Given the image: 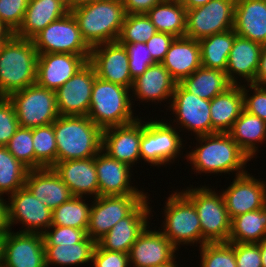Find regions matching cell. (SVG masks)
<instances>
[{
  "label": "cell",
  "mask_w": 266,
  "mask_h": 267,
  "mask_svg": "<svg viewBox=\"0 0 266 267\" xmlns=\"http://www.w3.org/2000/svg\"><path fill=\"white\" fill-rule=\"evenodd\" d=\"M196 148L187 153V162L190 161L194 173H234L235 176L245 174L246 164L251 159L232 139L229 133L217 132L214 134L196 136Z\"/></svg>",
  "instance_id": "obj_1"
},
{
  "label": "cell",
  "mask_w": 266,
  "mask_h": 267,
  "mask_svg": "<svg viewBox=\"0 0 266 267\" xmlns=\"http://www.w3.org/2000/svg\"><path fill=\"white\" fill-rule=\"evenodd\" d=\"M70 12L90 48L117 41L127 15L122 0H96L74 7Z\"/></svg>",
  "instance_id": "obj_2"
},
{
  "label": "cell",
  "mask_w": 266,
  "mask_h": 267,
  "mask_svg": "<svg viewBox=\"0 0 266 267\" xmlns=\"http://www.w3.org/2000/svg\"><path fill=\"white\" fill-rule=\"evenodd\" d=\"M38 51L30 39L13 34L0 45V97L36 84Z\"/></svg>",
  "instance_id": "obj_3"
},
{
  "label": "cell",
  "mask_w": 266,
  "mask_h": 267,
  "mask_svg": "<svg viewBox=\"0 0 266 267\" xmlns=\"http://www.w3.org/2000/svg\"><path fill=\"white\" fill-rule=\"evenodd\" d=\"M57 162L95 157L102 150V129L88 116H59L53 123Z\"/></svg>",
  "instance_id": "obj_4"
},
{
  "label": "cell",
  "mask_w": 266,
  "mask_h": 267,
  "mask_svg": "<svg viewBox=\"0 0 266 267\" xmlns=\"http://www.w3.org/2000/svg\"><path fill=\"white\" fill-rule=\"evenodd\" d=\"M130 91L125 86L96 77L87 116L102 130L136 121L138 116L134 117L133 114L134 99L129 94Z\"/></svg>",
  "instance_id": "obj_5"
},
{
  "label": "cell",
  "mask_w": 266,
  "mask_h": 267,
  "mask_svg": "<svg viewBox=\"0 0 266 267\" xmlns=\"http://www.w3.org/2000/svg\"><path fill=\"white\" fill-rule=\"evenodd\" d=\"M195 206L202 229V246L206 243L228 242L231 218L222 193L208 186L187 187L181 191Z\"/></svg>",
  "instance_id": "obj_6"
},
{
  "label": "cell",
  "mask_w": 266,
  "mask_h": 267,
  "mask_svg": "<svg viewBox=\"0 0 266 267\" xmlns=\"http://www.w3.org/2000/svg\"><path fill=\"white\" fill-rule=\"evenodd\" d=\"M161 231L178 249L181 245L199 243L202 246V229L194 204L182 193L174 191L165 202ZM179 246V247H178Z\"/></svg>",
  "instance_id": "obj_7"
},
{
  "label": "cell",
  "mask_w": 266,
  "mask_h": 267,
  "mask_svg": "<svg viewBox=\"0 0 266 267\" xmlns=\"http://www.w3.org/2000/svg\"><path fill=\"white\" fill-rule=\"evenodd\" d=\"M20 127L35 128L53 123L60 115L54 90L37 84L11 93Z\"/></svg>",
  "instance_id": "obj_8"
},
{
  "label": "cell",
  "mask_w": 266,
  "mask_h": 267,
  "mask_svg": "<svg viewBox=\"0 0 266 267\" xmlns=\"http://www.w3.org/2000/svg\"><path fill=\"white\" fill-rule=\"evenodd\" d=\"M176 128L172 127L170 121L166 123L162 119L141 120L140 158L158 167L174 162L183 152V139Z\"/></svg>",
  "instance_id": "obj_9"
},
{
  "label": "cell",
  "mask_w": 266,
  "mask_h": 267,
  "mask_svg": "<svg viewBox=\"0 0 266 267\" xmlns=\"http://www.w3.org/2000/svg\"><path fill=\"white\" fill-rule=\"evenodd\" d=\"M38 54L69 53L90 57L91 48L83 40L71 12L53 21L31 39Z\"/></svg>",
  "instance_id": "obj_10"
},
{
  "label": "cell",
  "mask_w": 266,
  "mask_h": 267,
  "mask_svg": "<svg viewBox=\"0 0 266 267\" xmlns=\"http://www.w3.org/2000/svg\"><path fill=\"white\" fill-rule=\"evenodd\" d=\"M236 0H210L187 10L185 37L201 40L234 27Z\"/></svg>",
  "instance_id": "obj_11"
},
{
  "label": "cell",
  "mask_w": 266,
  "mask_h": 267,
  "mask_svg": "<svg viewBox=\"0 0 266 267\" xmlns=\"http://www.w3.org/2000/svg\"><path fill=\"white\" fill-rule=\"evenodd\" d=\"M147 195L98 196L90 208L87 235L97 242L121 219L128 216Z\"/></svg>",
  "instance_id": "obj_12"
},
{
  "label": "cell",
  "mask_w": 266,
  "mask_h": 267,
  "mask_svg": "<svg viewBox=\"0 0 266 267\" xmlns=\"http://www.w3.org/2000/svg\"><path fill=\"white\" fill-rule=\"evenodd\" d=\"M9 197L10 230L13 224L20 222L25 228L18 232L43 234L52 225V210L37 199L26 186L18 189Z\"/></svg>",
  "instance_id": "obj_13"
},
{
  "label": "cell",
  "mask_w": 266,
  "mask_h": 267,
  "mask_svg": "<svg viewBox=\"0 0 266 267\" xmlns=\"http://www.w3.org/2000/svg\"><path fill=\"white\" fill-rule=\"evenodd\" d=\"M168 107L175 114L176 127L193 131L196 136L212 134L210 100L186 91L177 83Z\"/></svg>",
  "instance_id": "obj_14"
},
{
  "label": "cell",
  "mask_w": 266,
  "mask_h": 267,
  "mask_svg": "<svg viewBox=\"0 0 266 267\" xmlns=\"http://www.w3.org/2000/svg\"><path fill=\"white\" fill-rule=\"evenodd\" d=\"M94 67L87 62L75 75L55 91L60 116H87L96 79Z\"/></svg>",
  "instance_id": "obj_15"
},
{
  "label": "cell",
  "mask_w": 266,
  "mask_h": 267,
  "mask_svg": "<svg viewBox=\"0 0 266 267\" xmlns=\"http://www.w3.org/2000/svg\"><path fill=\"white\" fill-rule=\"evenodd\" d=\"M4 267H47L42 234L8 230L3 241Z\"/></svg>",
  "instance_id": "obj_16"
},
{
  "label": "cell",
  "mask_w": 266,
  "mask_h": 267,
  "mask_svg": "<svg viewBox=\"0 0 266 267\" xmlns=\"http://www.w3.org/2000/svg\"><path fill=\"white\" fill-rule=\"evenodd\" d=\"M88 62L100 79L132 88L134 80L129 72L128 53L118 41L92 47Z\"/></svg>",
  "instance_id": "obj_17"
},
{
  "label": "cell",
  "mask_w": 266,
  "mask_h": 267,
  "mask_svg": "<svg viewBox=\"0 0 266 267\" xmlns=\"http://www.w3.org/2000/svg\"><path fill=\"white\" fill-rule=\"evenodd\" d=\"M231 183L221 191L231 219L266 206V181L246 172L236 176Z\"/></svg>",
  "instance_id": "obj_18"
},
{
  "label": "cell",
  "mask_w": 266,
  "mask_h": 267,
  "mask_svg": "<svg viewBox=\"0 0 266 267\" xmlns=\"http://www.w3.org/2000/svg\"><path fill=\"white\" fill-rule=\"evenodd\" d=\"M148 196L125 218L119 220L96 244L108 251L129 253L130 248L149 226L151 209Z\"/></svg>",
  "instance_id": "obj_19"
},
{
  "label": "cell",
  "mask_w": 266,
  "mask_h": 267,
  "mask_svg": "<svg viewBox=\"0 0 266 267\" xmlns=\"http://www.w3.org/2000/svg\"><path fill=\"white\" fill-rule=\"evenodd\" d=\"M147 226L128 253L130 267H154L173 262L178 250L171 241L159 231L149 230Z\"/></svg>",
  "instance_id": "obj_20"
},
{
  "label": "cell",
  "mask_w": 266,
  "mask_h": 267,
  "mask_svg": "<svg viewBox=\"0 0 266 267\" xmlns=\"http://www.w3.org/2000/svg\"><path fill=\"white\" fill-rule=\"evenodd\" d=\"M89 58L69 53L38 54L36 84L56 91L75 75Z\"/></svg>",
  "instance_id": "obj_21"
},
{
  "label": "cell",
  "mask_w": 266,
  "mask_h": 267,
  "mask_svg": "<svg viewBox=\"0 0 266 267\" xmlns=\"http://www.w3.org/2000/svg\"><path fill=\"white\" fill-rule=\"evenodd\" d=\"M99 196L148 195L131 183V166L101 150L95 156Z\"/></svg>",
  "instance_id": "obj_22"
},
{
  "label": "cell",
  "mask_w": 266,
  "mask_h": 267,
  "mask_svg": "<svg viewBox=\"0 0 266 267\" xmlns=\"http://www.w3.org/2000/svg\"><path fill=\"white\" fill-rule=\"evenodd\" d=\"M141 117L122 126H112L102 131V150L110 157L135 165L140 158Z\"/></svg>",
  "instance_id": "obj_23"
},
{
  "label": "cell",
  "mask_w": 266,
  "mask_h": 267,
  "mask_svg": "<svg viewBox=\"0 0 266 267\" xmlns=\"http://www.w3.org/2000/svg\"><path fill=\"white\" fill-rule=\"evenodd\" d=\"M52 168L73 196H99L95 157L56 162Z\"/></svg>",
  "instance_id": "obj_24"
},
{
  "label": "cell",
  "mask_w": 266,
  "mask_h": 267,
  "mask_svg": "<svg viewBox=\"0 0 266 267\" xmlns=\"http://www.w3.org/2000/svg\"><path fill=\"white\" fill-rule=\"evenodd\" d=\"M262 44L236 36L229 54L226 76L233 84H240L238 76L244 82L253 83L259 66ZM237 78H236V77Z\"/></svg>",
  "instance_id": "obj_25"
},
{
  "label": "cell",
  "mask_w": 266,
  "mask_h": 267,
  "mask_svg": "<svg viewBox=\"0 0 266 267\" xmlns=\"http://www.w3.org/2000/svg\"><path fill=\"white\" fill-rule=\"evenodd\" d=\"M177 82L171 77L162 63L150 65L147 70L133 81L132 96L143 102H171ZM134 94V95H133ZM166 99V100H165ZM164 100V101H163Z\"/></svg>",
  "instance_id": "obj_26"
},
{
  "label": "cell",
  "mask_w": 266,
  "mask_h": 267,
  "mask_svg": "<svg viewBox=\"0 0 266 267\" xmlns=\"http://www.w3.org/2000/svg\"><path fill=\"white\" fill-rule=\"evenodd\" d=\"M25 186L51 210L73 197L68 186L52 167L29 170Z\"/></svg>",
  "instance_id": "obj_27"
},
{
  "label": "cell",
  "mask_w": 266,
  "mask_h": 267,
  "mask_svg": "<svg viewBox=\"0 0 266 267\" xmlns=\"http://www.w3.org/2000/svg\"><path fill=\"white\" fill-rule=\"evenodd\" d=\"M69 12L67 0H29L22 25L14 34L31 40L50 23Z\"/></svg>",
  "instance_id": "obj_28"
},
{
  "label": "cell",
  "mask_w": 266,
  "mask_h": 267,
  "mask_svg": "<svg viewBox=\"0 0 266 267\" xmlns=\"http://www.w3.org/2000/svg\"><path fill=\"white\" fill-rule=\"evenodd\" d=\"M162 64L171 77L179 83L201 66L199 41L188 37L175 38Z\"/></svg>",
  "instance_id": "obj_29"
},
{
  "label": "cell",
  "mask_w": 266,
  "mask_h": 267,
  "mask_svg": "<svg viewBox=\"0 0 266 267\" xmlns=\"http://www.w3.org/2000/svg\"><path fill=\"white\" fill-rule=\"evenodd\" d=\"M233 29L240 37L266 45L265 1L236 0Z\"/></svg>",
  "instance_id": "obj_30"
},
{
  "label": "cell",
  "mask_w": 266,
  "mask_h": 267,
  "mask_svg": "<svg viewBox=\"0 0 266 267\" xmlns=\"http://www.w3.org/2000/svg\"><path fill=\"white\" fill-rule=\"evenodd\" d=\"M244 110L242 85L235 84L210 101L212 134L228 133Z\"/></svg>",
  "instance_id": "obj_31"
},
{
  "label": "cell",
  "mask_w": 266,
  "mask_h": 267,
  "mask_svg": "<svg viewBox=\"0 0 266 267\" xmlns=\"http://www.w3.org/2000/svg\"><path fill=\"white\" fill-rule=\"evenodd\" d=\"M179 84L186 91L210 101L233 85L224 71L203 66L181 80Z\"/></svg>",
  "instance_id": "obj_32"
},
{
  "label": "cell",
  "mask_w": 266,
  "mask_h": 267,
  "mask_svg": "<svg viewBox=\"0 0 266 267\" xmlns=\"http://www.w3.org/2000/svg\"><path fill=\"white\" fill-rule=\"evenodd\" d=\"M250 159L259 151L256 146L266 141V122L243 110L228 132ZM258 143V144H257Z\"/></svg>",
  "instance_id": "obj_33"
},
{
  "label": "cell",
  "mask_w": 266,
  "mask_h": 267,
  "mask_svg": "<svg viewBox=\"0 0 266 267\" xmlns=\"http://www.w3.org/2000/svg\"><path fill=\"white\" fill-rule=\"evenodd\" d=\"M146 15L157 32L185 37L187 9L178 0H163L150 9Z\"/></svg>",
  "instance_id": "obj_34"
},
{
  "label": "cell",
  "mask_w": 266,
  "mask_h": 267,
  "mask_svg": "<svg viewBox=\"0 0 266 267\" xmlns=\"http://www.w3.org/2000/svg\"><path fill=\"white\" fill-rule=\"evenodd\" d=\"M266 239V206L231 219L229 243H259Z\"/></svg>",
  "instance_id": "obj_35"
},
{
  "label": "cell",
  "mask_w": 266,
  "mask_h": 267,
  "mask_svg": "<svg viewBox=\"0 0 266 267\" xmlns=\"http://www.w3.org/2000/svg\"><path fill=\"white\" fill-rule=\"evenodd\" d=\"M237 36L234 29L199 40L201 66L226 71L233 42Z\"/></svg>",
  "instance_id": "obj_36"
},
{
  "label": "cell",
  "mask_w": 266,
  "mask_h": 267,
  "mask_svg": "<svg viewBox=\"0 0 266 267\" xmlns=\"http://www.w3.org/2000/svg\"><path fill=\"white\" fill-rule=\"evenodd\" d=\"M96 242L88 235L76 244L44 245L46 266L85 264L92 261Z\"/></svg>",
  "instance_id": "obj_37"
},
{
  "label": "cell",
  "mask_w": 266,
  "mask_h": 267,
  "mask_svg": "<svg viewBox=\"0 0 266 267\" xmlns=\"http://www.w3.org/2000/svg\"><path fill=\"white\" fill-rule=\"evenodd\" d=\"M29 170L6 146H0V195L9 196L24 187Z\"/></svg>",
  "instance_id": "obj_38"
},
{
  "label": "cell",
  "mask_w": 266,
  "mask_h": 267,
  "mask_svg": "<svg viewBox=\"0 0 266 267\" xmlns=\"http://www.w3.org/2000/svg\"><path fill=\"white\" fill-rule=\"evenodd\" d=\"M84 197L73 196L52 210V225L87 229L91 205Z\"/></svg>",
  "instance_id": "obj_39"
},
{
  "label": "cell",
  "mask_w": 266,
  "mask_h": 267,
  "mask_svg": "<svg viewBox=\"0 0 266 267\" xmlns=\"http://www.w3.org/2000/svg\"><path fill=\"white\" fill-rule=\"evenodd\" d=\"M35 169L52 167L57 162V145L53 124L32 128Z\"/></svg>",
  "instance_id": "obj_40"
},
{
  "label": "cell",
  "mask_w": 266,
  "mask_h": 267,
  "mask_svg": "<svg viewBox=\"0 0 266 267\" xmlns=\"http://www.w3.org/2000/svg\"><path fill=\"white\" fill-rule=\"evenodd\" d=\"M156 33L155 26L146 14H127L117 41L121 45L145 43Z\"/></svg>",
  "instance_id": "obj_41"
},
{
  "label": "cell",
  "mask_w": 266,
  "mask_h": 267,
  "mask_svg": "<svg viewBox=\"0 0 266 267\" xmlns=\"http://www.w3.org/2000/svg\"><path fill=\"white\" fill-rule=\"evenodd\" d=\"M200 267H237L235 243H206L199 248Z\"/></svg>",
  "instance_id": "obj_42"
},
{
  "label": "cell",
  "mask_w": 266,
  "mask_h": 267,
  "mask_svg": "<svg viewBox=\"0 0 266 267\" xmlns=\"http://www.w3.org/2000/svg\"><path fill=\"white\" fill-rule=\"evenodd\" d=\"M8 151L30 170L35 169L32 128L19 127L6 145Z\"/></svg>",
  "instance_id": "obj_43"
},
{
  "label": "cell",
  "mask_w": 266,
  "mask_h": 267,
  "mask_svg": "<svg viewBox=\"0 0 266 267\" xmlns=\"http://www.w3.org/2000/svg\"><path fill=\"white\" fill-rule=\"evenodd\" d=\"M124 47L128 53L129 72L133 80L155 64L145 43H127Z\"/></svg>",
  "instance_id": "obj_44"
},
{
  "label": "cell",
  "mask_w": 266,
  "mask_h": 267,
  "mask_svg": "<svg viewBox=\"0 0 266 267\" xmlns=\"http://www.w3.org/2000/svg\"><path fill=\"white\" fill-rule=\"evenodd\" d=\"M42 236L44 245L76 244L87 236V229L51 225Z\"/></svg>",
  "instance_id": "obj_45"
},
{
  "label": "cell",
  "mask_w": 266,
  "mask_h": 267,
  "mask_svg": "<svg viewBox=\"0 0 266 267\" xmlns=\"http://www.w3.org/2000/svg\"><path fill=\"white\" fill-rule=\"evenodd\" d=\"M29 0H0V21L14 33L22 25Z\"/></svg>",
  "instance_id": "obj_46"
},
{
  "label": "cell",
  "mask_w": 266,
  "mask_h": 267,
  "mask_svg": "<svg viewBox=\"0 0 266 267\" xmlns=\"http://www.w3.org/2000/svg\"><path fill=\"white\" fill-rule=\"evenodd\" d=\"M19 127L13 103L0 97V146H6Z\"/></svg>",
  "instance_id": "obj_47"
},
{
  "label": "cell",
  "mask_w": 266,
  "mask_h": 267,
  "mask_svg": "<svg viewBox=\"0 0 266 267\" xmlns=\"http://www.w3.org/2000/svg\"><path fill=\"white\" fill-rule=\"evenodd\" d=\"M245 86L246 84L242 85L244 110L252 115L258 116L260 119L266 122V87L253 83H247L246 87L249 86L248 89L254 91L250 96V94H248L250 90H248Z\"/></svg>",
  "instance_id": "obj_48"
},
{
  "label": "cell",
  "mask_w": 266,
  "mask_h": 267,
  "mask_svg": "<svg viewBox=\"0 0 266 267\" xmlns=\"http://www.w3.org/2000/svg\"><path fill=\"white\" fill-rule=\"evenodd\" d=\"M93 267H129V255L123 252L101 249L97 244L94 248Z\"/></svg>",
  "instance_id": "obj_49"
},
{
  "label": "cell",
  "mask_w": 266,
  "mask_h": 267,
  "mask_svg": "<svg viewBox=\"0 0 266 267\" xmlns=\"http://www.w3.org/2000/svg\"><path fill=\"white\" fill-rule=\"evenodd\" d=\"M237 267H262V259L257 243H235Z\"/></svg>",
  "instance_id": "obj_50"
},
{
  "label": "cell",
  "mask_w": 266,
  "mask_h": 267,
  "mask_svg": "<svg viewBox=\"0 0 266 267\" xmlns=\"http://www.w3.org/2000/svg\"><path fill=\"white\" fill-rule=\"evenodd\" d=\"M176 37L163 32H157L145 42L151 57L155 63H162L171 43Z\"/></svg>",
  "instance_id": "obj_51"
},
{
  "label": "cell",
  "mask_w": 266,
  "mask_h": 267,
  "mask_svg": "<svg viewBox=\"0 0 266 267\" xmlns=\"http://www.w3.org/2000/svg\"><path fill=\"white\" fill-rule=\"evenodd\" d=\"M163 0H122L127 14H146Z\"/></svg>",
  "instance_id": "obj_52"
},
{
  "label": "cell",
  "mask_w": 266,
  "mask_h": 267,
  "mask_svg": "<svg viewBox=\"0 0 266 267\" xmlns=\"http://www.w3.org/2000/svg\"><path fill=\"white\" fill-rule=\"evenodd\" d=\"M253 84L266 87V45L262 46L259 66Z\"/></svg>",
  "instance_id": "obj_53"
},
{
  "label": "cell",
  "mask_w": 266,
  "mask_h": 267,
  "mask_svg": "<svg viewBox=\"0 0 266 267\" xmlns=\"http://www.w3.org/2000/svg\"><path fill=\"white\" fill-rule=\"evenodd\" d=\"M8 201L4 200V198L0 195V232L6 233L9 228L8 223Z\"/></svg>",
  "instance_id": "obj_54"
},
{
  "label": "cell",
  "mask_w": 266,
  "mask_h": 267,
  "mask_svg": "<svg viewBox=\"0 0 266 267\" xmlns=\"http://www.w3.org/2000/svg\"><path fill=\"white\" fill-rule=\"evenodd\" d=\"M187 10L207 4L210 0H178Z\"/></svg>",
  "instance_id": "obj_55"
},
{
  "label": "cell",
  "mask_w": 266,
  "mask_h": 267,
  "mask_svg": "<svg viewBox=\"0 0 266 267\" xmlns=\"http://www.w3.org/2000/svg\"><path fill=\"white\" fill-rule=\"evenodd\" d=\"M13 34L14 32L0 21V45L7 41Z\"/></svg>",
  "instance_id": "obj_56"
},
{
  "label": "cell",
  "mask_w": 266,
  "mask_h": 267,
  "mask_svg": "<svg viewBox=\"0 0 266 267\" xmlns=\"http://www.w3.org/2000/svg\"><path fill=\"white\" fill-rule=\"evenodd\" d=\"M257 244L259 245L261 252L262 267H266V239L262 240Z\"/></svg>",
  "instance_id": "obj_57"
},
{
  "label": "cell",
  "mask_w": 266,
  "mask_h": 267,
  "mask_svg": "<svg viewBox=\"0 0 266 267\" xmlns=\"http://www.w3.org/2000/svg\"><path fill=\"white\" fill-rule=\"evenodd\" d=\"M96 0H67V4L69 9H73L74 7H77L82 4H86L89 2H94Z\"/></svg>",
  "instance_id": "obj_58"
},
{
  "label": "cell",
  "mask_w": 266,
  "mask_h": 267,
  "mask_svg": "<svg viewBox=\"0 0 266 267\" xmlns=\"http://www.w3.org/2000/svg\"><path fill=\"white\" fill-rule=\"evenodd\" d=\"M5 233L0 232V264L2 263V254H3V241H4Z\"/></svg>",
  "instance_id": "obj_59"
},
{
  "label": "cell",
  "mask_w": 266,
  "mask_h": 267,
  "mask_svg": "<svg viewBox=\"0 0 266 267\" xmlns=\"http://www.w3.org/2000/svg\"><path fill=\"white\" fill-rule=\"evenodd\" d=\"M176 260H174L173 262L171 263H167V264H164V265H158V266H154V267H179L177 266L178 264H176Z\"/></svg>",
  "instance_id": "obj_60"
}]
</instances>
